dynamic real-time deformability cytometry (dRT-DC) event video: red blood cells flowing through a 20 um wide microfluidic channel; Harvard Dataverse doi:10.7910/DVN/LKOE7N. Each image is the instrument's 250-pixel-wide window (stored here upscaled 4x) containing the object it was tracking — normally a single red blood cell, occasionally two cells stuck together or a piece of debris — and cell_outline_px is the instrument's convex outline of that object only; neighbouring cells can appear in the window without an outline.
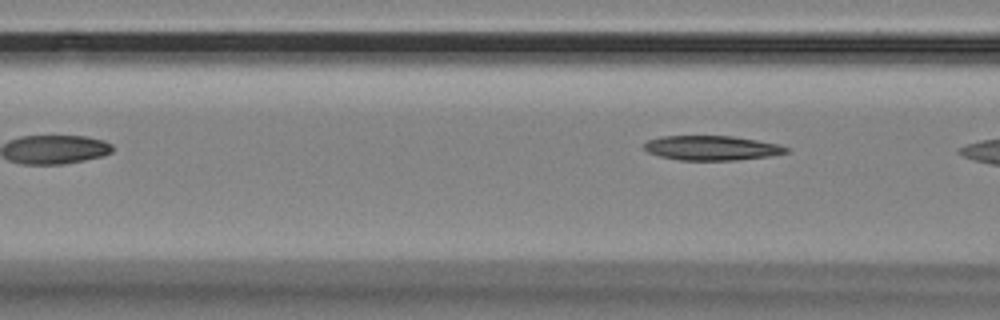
{"species": "Egyptian fruit bat (a non-hibernating species)", "species_latin": "Rousettus aegyptiacus", "temperature_condition": "room temperature", "stored_images_in_passage": 7, "camera_frame_rate_fps": 3000, "um_per_image_px": 0.085, "animal": {"sex": "female"}, "frame": {"image": 1, "passage_image": 7, "time_ms": 2.0, "image_size_px": [1000, 320], "cell_outline_px": [[792, 148], [788, 152], [768, 156], [736, 160], [680, 160], [660, 156], [648, 152], [644, 148], [644, 144], [648, 140], [660, 136], [732, 136], [780, 144]], "centroid_in_image_um": [60.52, 12.57], "position_along_channel_um": 106.1, "area_um2": 20.35}}